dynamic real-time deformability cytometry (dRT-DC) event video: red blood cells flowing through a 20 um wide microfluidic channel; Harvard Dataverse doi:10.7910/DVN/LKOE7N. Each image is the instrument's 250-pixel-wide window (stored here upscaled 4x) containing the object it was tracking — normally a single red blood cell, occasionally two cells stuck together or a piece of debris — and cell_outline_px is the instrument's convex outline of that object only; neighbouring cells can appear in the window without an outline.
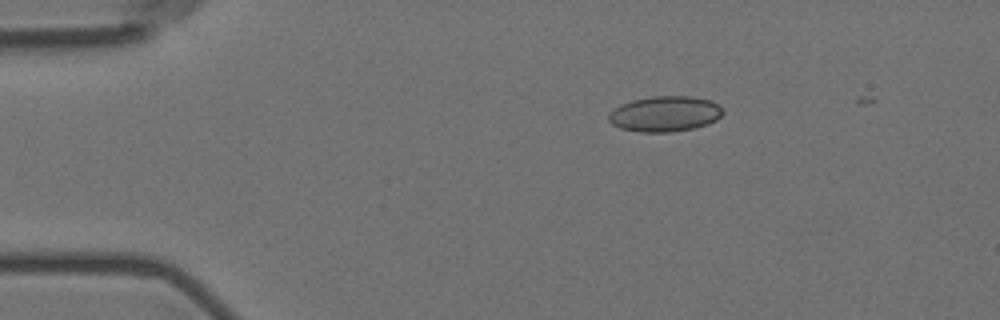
{"species": "Egyptian fruit bat (a non-hibernating species)", "species_latin": "Rousettus aegyptiacus", "temperature_condition": "room temperature", "stored_images_in_passage": 2, "camera_frame_rate_fps": 3000, "um_per_image_px": 0.085, "animal": {"sex": "female"}, "frame": {"image": 1, "passage_image": 1, "time_ms": 0.0, "image_size_px": [1000, 320], "cell_outline_px": [[724, 112], [716, 120], [708, 124], [692, 128], [672, 132], [640, 132], [620, 128], [612, 124], [608, 120], [608, 112], [620, 104], [632, 100], [652, 96], [692, 96], [712, 100]], "centroid_in_image_um": [56.48, 9.67], "position_along_channel_um": 28.5, "area_um2": 23.76}}